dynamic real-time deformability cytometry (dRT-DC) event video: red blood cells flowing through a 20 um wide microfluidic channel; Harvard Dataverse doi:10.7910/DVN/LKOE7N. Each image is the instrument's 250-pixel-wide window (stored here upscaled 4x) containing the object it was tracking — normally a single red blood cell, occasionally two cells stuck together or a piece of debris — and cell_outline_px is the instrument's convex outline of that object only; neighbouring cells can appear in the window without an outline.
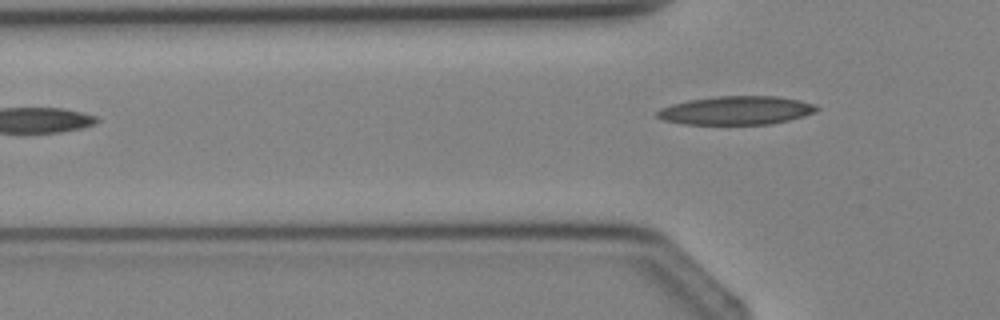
{"species": "Egyptian fruit bat (a non-hibernating species)", "species_latin": "Rousettus aegyptiacus", "temperature_condition": "cold", "stored_images_in_passage": 4, "camera_frame_rate_fps": 3000, "um_per_image_px": 0.085, "animal": {"sex": "female"}, "frame": {"image": 1, "passage_image": 4, "time_ms": 3.333, "image_size_px": [1000, 320], "cell_outline_px": [[820, 108], [816, 112], [804, 116], [772, 124], [684, 124], [664, 120], [656, 116], [656, 112], [660, 108], [672, 104], [688, 100], [716, 96], [776, 96], [816, 104]], "centroid_in_image_um": [62.59, 9.38], "position_along_channel_um": 63.2, "area_um2": 26.53}}